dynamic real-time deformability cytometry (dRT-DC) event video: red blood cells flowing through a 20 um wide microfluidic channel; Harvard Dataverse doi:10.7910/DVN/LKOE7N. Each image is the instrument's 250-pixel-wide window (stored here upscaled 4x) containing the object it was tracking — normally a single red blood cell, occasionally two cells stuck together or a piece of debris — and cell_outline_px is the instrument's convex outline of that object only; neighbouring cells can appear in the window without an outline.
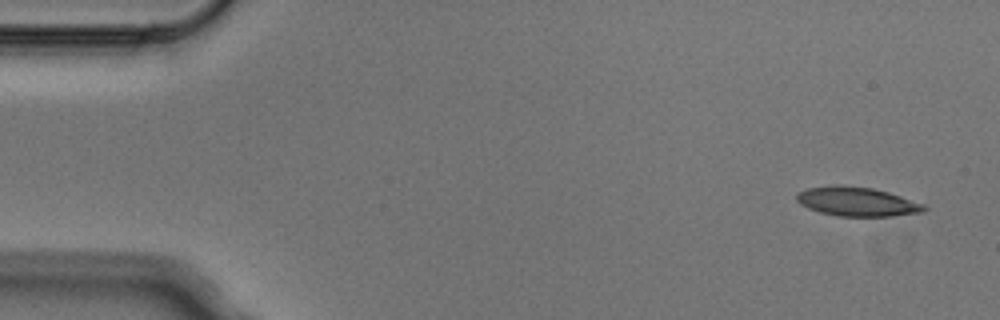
{"species": "Egyptian fruit bat (a non-hibernating species)", "species_latin": "Rousettus aegyptiacus", "temperature_condition": "cold", "stored_images_in_passage": 4, "camera_frame_rate_fps": 3000, "um_per_image_px": 0.085, "animal": {"sex": "male"}, "frame": {"image": 1, "passage_image": 1, "time_ms": 0.0, "image_size_px": [1000, 320], "cell_outline_px": [[928, 208], [924, 212], [892, 216], [836, 216], [820, 212], [808, 208], [800, 204], [796, 200], [796, 192], [808, 188], [836, 184], [844, 184], [872, 188], [888, 192], [924, 204]], "centroid_in_image_um": [72.82, 17.13], "position_along_channel_um": 12.2, "area_um2": 21.85}}